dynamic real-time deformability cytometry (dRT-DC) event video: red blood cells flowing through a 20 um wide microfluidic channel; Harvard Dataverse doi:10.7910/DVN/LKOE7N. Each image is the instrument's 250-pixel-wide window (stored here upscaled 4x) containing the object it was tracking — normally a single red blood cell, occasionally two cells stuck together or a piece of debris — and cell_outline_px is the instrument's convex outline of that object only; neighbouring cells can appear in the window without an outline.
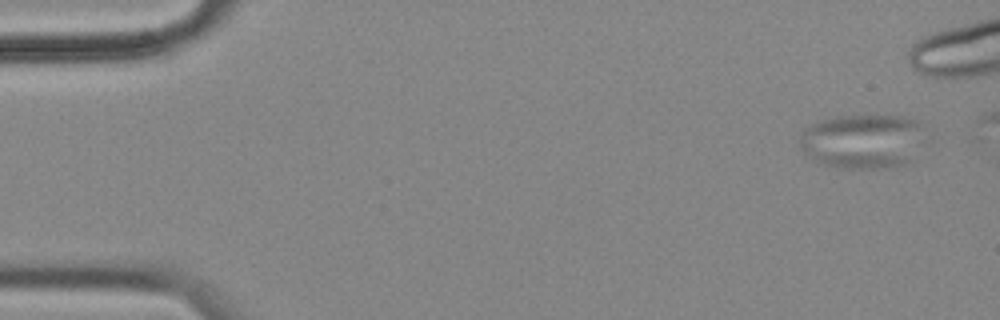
{"species": "common noctule bat (a hibernating species)", "species_latin": "Nyctalus noctula", "temperature_condition": "cold", "stored_images_in_passage": 3, "camera_frame_rate_fps": 3000, "um_per_image_px": 0.085, "animal": {"sex": "female", "body_mass_g": 18.4}, "frame": {"image": 1, "passage_image": 1, "time_ms": 0.0, "image_size_px": [1000, 320], "cell_outline_px": [[932, 140], [928, 144], [904, 164], [884, 168], [840, 168], [816, 160], [808, 156], [800, 148], [800, 140], [804, 128], [836, 116], [900, 116], [916, 120], [932, 136]], "centroid_in_image_um": [73.49, 12.0], "position_along_channel_um": 11.5, "area_um2": 40.4}}